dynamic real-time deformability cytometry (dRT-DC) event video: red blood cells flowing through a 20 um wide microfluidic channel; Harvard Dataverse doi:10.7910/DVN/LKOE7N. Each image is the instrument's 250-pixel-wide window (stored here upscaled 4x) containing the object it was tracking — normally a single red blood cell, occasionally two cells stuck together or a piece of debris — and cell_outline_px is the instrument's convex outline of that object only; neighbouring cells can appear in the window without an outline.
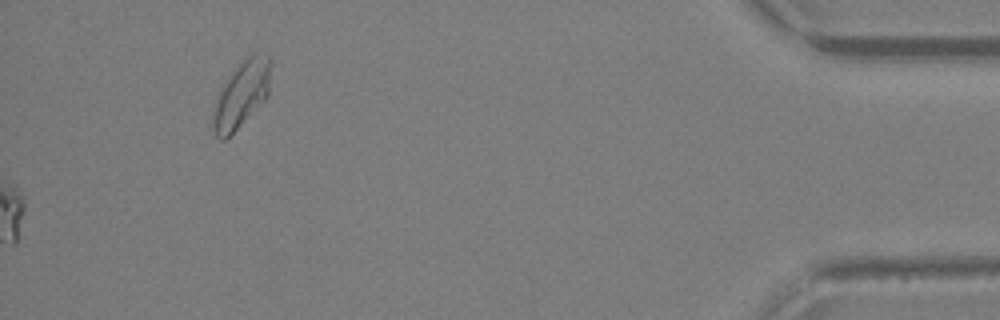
{"species": "Egyptian fruit bat (a non-hibernating species)", "species_latin": "Rousettus aegyptiacus", "temperature_condition": "warm", "stored_images_in_passage": 32, "camera_frame_rate_fps": 3000, "um_per_image_px": 0.085, "animal": {"sex": "female"}, "frame": {"image": 1, "passage_image": 32, "time_ms": 10.333, "image_size_px": [1000, 320], "cell_outline_px": [[268, 96], [224, 140], [220, 140], [216, 136], [212, 124], [212, 120], [216, 96], [220, 88], [228, 76], [248, 56], [256, 52], [268, 56]], "centroid_in_image_um": [20.46, 8.04], "position_along_channel_um": 414.7, "area_um2": 21.44}, "authors_computed_cell_mechanics": {"area_um2": 20.8658, "velocity_mm_per_s": 4.806, "shape_relaxation_time_tau1_ms": 9.8483, "shape_relaxation_time_tau2_ms": null, "deformation_change_tau1": 0.2099, "deformation_change_tau2": null}}